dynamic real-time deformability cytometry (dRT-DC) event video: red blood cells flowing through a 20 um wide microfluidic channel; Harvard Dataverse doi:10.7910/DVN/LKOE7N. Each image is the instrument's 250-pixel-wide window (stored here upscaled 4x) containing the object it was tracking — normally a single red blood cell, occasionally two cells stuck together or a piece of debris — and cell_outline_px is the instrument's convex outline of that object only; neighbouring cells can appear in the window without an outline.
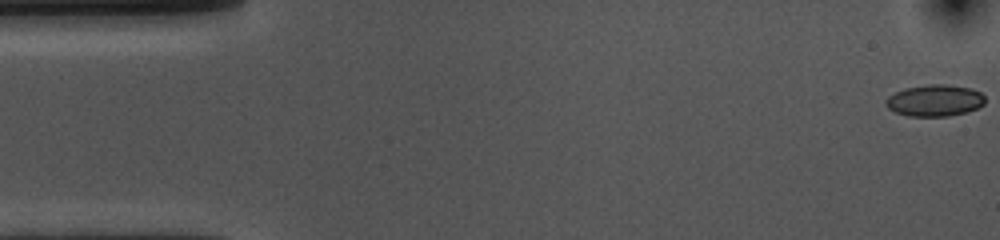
{"species": "common noctule bat (a hibernating species)", "species_latin": "Nyctalus noctula", "temperature_condition": "cold", "stored_images_in_passage": 14, "camera_frame_rate_fps": 3000, "um_per_image_px": 0.085, "animal": {"sex": "female", "body_mass_g": 10.0, "forearm_length_mm": 53.1}, "frame": {"image": 1, "passage_image": 1, "time_ms": 0.0, "image_size_px": [1000, 240], "cell_outline_px": [[984, 104], [968, 112], [948, 116], [908, 116], [896, 112], [888, 108], [884, 104], [884, 100], [888, 96], [904, 88], [928, 84], [944, 84], [968, 88], [980, 92], [984, 96]], "centroid_in_image_um": [79.42, 8.54], "position_along_channel_um": 5.6, "area_um2": 18.26}}
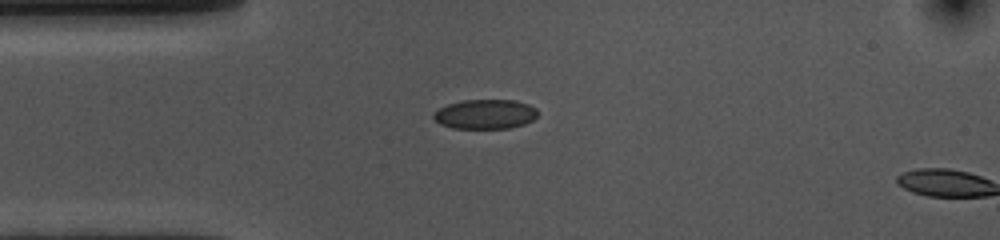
{"frame": {"image": 2, "passage_image": 13, "time_ms": 4.0, "image_size_px": [1000, 240], "cell_outline_px": [[536, 116], [532, 120], [524, 124], [508, 128], [452, 128], [440, 124], [432, 116], [432, 112], [448, 104], [464, 100], [516, 100], [528, 104], [536, 108]], "centroid_in_image_um": [41.22, 9.7], "position_along_channel_um": 43.8, "area_um2": 17.86}}